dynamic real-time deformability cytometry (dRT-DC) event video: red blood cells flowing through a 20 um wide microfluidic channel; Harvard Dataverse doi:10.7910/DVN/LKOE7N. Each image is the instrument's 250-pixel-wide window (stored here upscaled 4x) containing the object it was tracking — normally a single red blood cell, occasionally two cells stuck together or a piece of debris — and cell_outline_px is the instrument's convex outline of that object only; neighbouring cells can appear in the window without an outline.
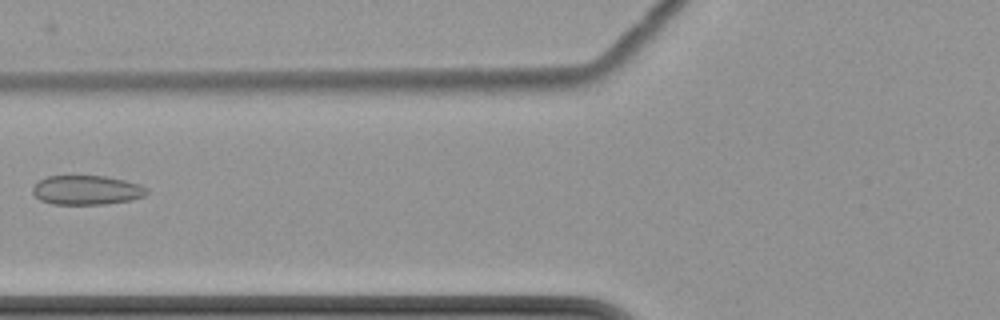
{"species": "common noctule bat (a hibernating species)", "species_latin": "Nyctalus noctula", "temperature_condition": "cold", "stored_images_in_passage": 7, "camera_frame_rate_fps": 3000, "um_per_image_px": 0.085, "animal": {"sex": "female", "body_mass_g": 22.7, "forearm_length_mm": 54.2}, "frame": {"image": 1, "passage_image": 7, "time_ms": 8.333, "image_size_px": [1000, 320], "cell_outline_px": [[148, 192], [144, 196], [132, 200], [104, 204], [52, 204], [40, 200], [32, 192], [32, 188], [40, 180], [48, 176], [104, 176], [124, 180], [140, 184], [148, 188]], "centroid_in_image_um": [7.39, 16.16], "position_along_channel_um": 118.4, "area_um2": 19.48}}